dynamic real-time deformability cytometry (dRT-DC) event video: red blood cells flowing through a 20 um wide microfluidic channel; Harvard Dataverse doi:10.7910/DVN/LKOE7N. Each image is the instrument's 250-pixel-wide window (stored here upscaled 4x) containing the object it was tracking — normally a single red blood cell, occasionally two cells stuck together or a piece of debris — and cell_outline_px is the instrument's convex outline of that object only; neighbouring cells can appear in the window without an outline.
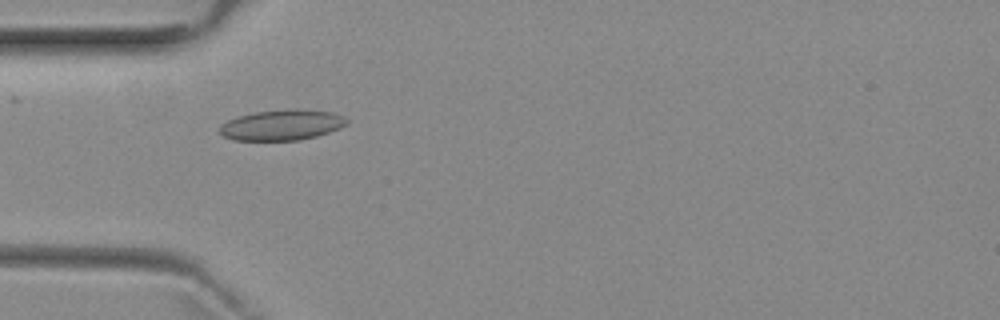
{"species": "common noctule bat (a hibernating species)", "species_latin": "Nyctalus noctula", "temperature_condition": "room temperature", "stored_images_in_passage": 2, "camera_frame_rate_fps": 3000, "um_per_image_px": 0.085, "animal": {"sex": "female", "body_mass_g": 29.2, "forearm_length_mm": 56.3}, "frame": {"image": 1, "passage_image": 1, "time_ms": 0.0, "image_size_px": [1000, 320], "cell_outline_px": [[348, 124], [340, 128], [316, 136], [300, 140], [232, 140], [224, 136], [220, 132], [220, 124], [236, 116], [252, 112], [296, 108], [332, 112], [344, 116], [348, 120]], "centroid_in_image_um": [23.96, 10.61], "position_along_channel_um": 61.0, "area_um2": 22.83}}
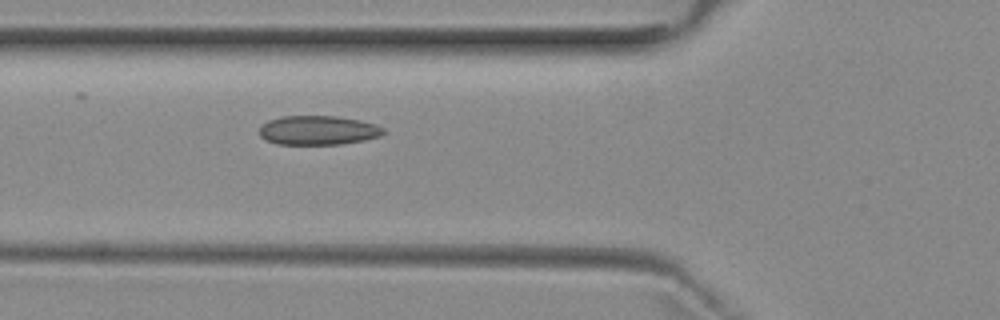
{"frame": {"image": 2, "passage_image": 2, "time_ms": 1.0, "image_size_px": [1000, 320], "cell_outline_px": [[384, 132], [380, 136], [364, 140], [340, 144], [276, 144], [260, 136], [260, 124], [268, 120], [284, 116], [336, 116], [360, 120], [376, 124], [384, 128]], "centroid_in_image_um": [27.03, 11.07], "position_along_channel_um": 98.8, "area_um2": 21.1}}